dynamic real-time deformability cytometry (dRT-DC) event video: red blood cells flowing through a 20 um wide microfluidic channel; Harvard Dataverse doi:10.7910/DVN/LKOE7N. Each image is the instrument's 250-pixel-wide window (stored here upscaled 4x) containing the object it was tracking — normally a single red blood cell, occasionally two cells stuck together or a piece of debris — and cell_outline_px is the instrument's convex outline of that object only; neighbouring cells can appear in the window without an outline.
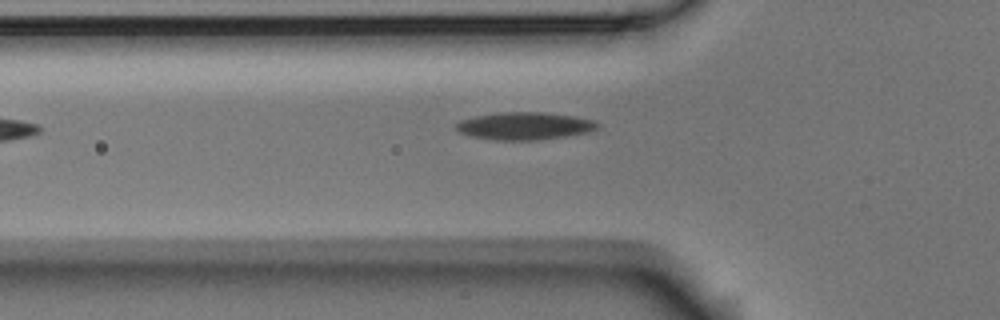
{"species": "Egyptian fruit bat (a non-hibernating species)", "species_latin": "Rousettus aegyptiacus", "temperature_condition": "room temperature", "stored_images_in_passage": 6, "camera_frame_rate_fps": 3000, "um_per_image_px": 0.085, "animal": {"sex": "male"}, "frame": {"image": 1, "passage_image": 5, "time_ms": 1.333, "image_size_px": [1000, 320], "cell_outline_px": [[600, 124], [592, 132], [540, 140], [492, 140], [472, 136], [460, 132], [456, 128], [456, 124], [460, 120], [476, 116], [500, 112], [544, 112], [576, 116], [596, 120]], "centroid_in_image_um": [44.65, 10.7], "position_along_channel_um": 81.1, "area_um2": 22.89}}
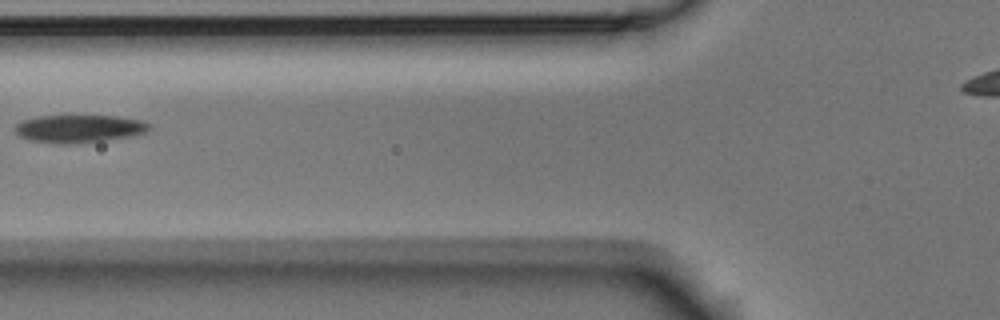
{"frame": {"image": 2, "passage_image": 6, "time_ms": 1.667, "image_size_px": [1000, 320], "cell_outline_px": [[152, 128], [148, 132], [136, 136], [104, 140], [68, 144], [60, 144], [32, 140], [20, 136], [16, 132], [16, 124], [24, 120], [40, 116], [116, 116], [144, 120], [152, 124]], "centroid_in_image_um": [6.85, 10.93], "position_along_channel_um": 119.0, "area_um2": 21.79}}